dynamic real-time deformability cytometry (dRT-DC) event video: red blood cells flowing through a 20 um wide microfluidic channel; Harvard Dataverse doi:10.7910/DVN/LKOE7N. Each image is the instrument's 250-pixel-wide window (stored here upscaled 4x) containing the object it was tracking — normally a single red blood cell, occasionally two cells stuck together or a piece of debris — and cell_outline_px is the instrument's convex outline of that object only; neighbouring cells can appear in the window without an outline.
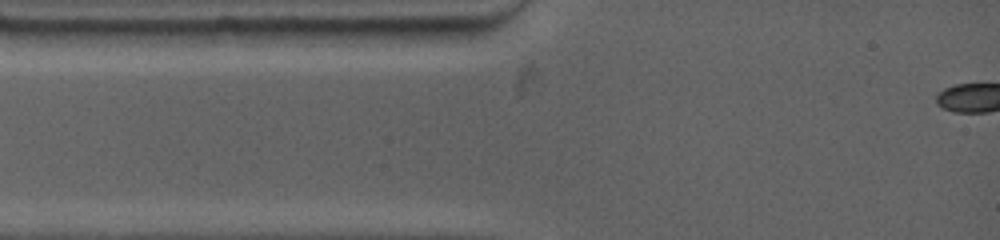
{"species": "common noctule bat (a hibernating species)", "species_latin": "Nyctalus noctula", "temperature_condition": "warm", "stored_images_in_passage": 2, "segment_of_instrument_passage": [1, 2], "camera_frame_rate_fps": 4500, "um_per_image_px": 0.085, "animal": {"sex": "female", "body_mass_g": 19.0, "forearm_length_mm": 53.3}, "frame": {"image": 1, "passage_image": 1, "time_ms": 0.0, "image_size_px": [1000, 240], "cell_outline_px": [[476, 36], [444, 44], [384, 48], [352, 44], [340, 28], [468, 28]], "centroid_in_image_um": [34.44, 3.1], "position_along_channel_um": 50.6, "area_um2": 15.2}}